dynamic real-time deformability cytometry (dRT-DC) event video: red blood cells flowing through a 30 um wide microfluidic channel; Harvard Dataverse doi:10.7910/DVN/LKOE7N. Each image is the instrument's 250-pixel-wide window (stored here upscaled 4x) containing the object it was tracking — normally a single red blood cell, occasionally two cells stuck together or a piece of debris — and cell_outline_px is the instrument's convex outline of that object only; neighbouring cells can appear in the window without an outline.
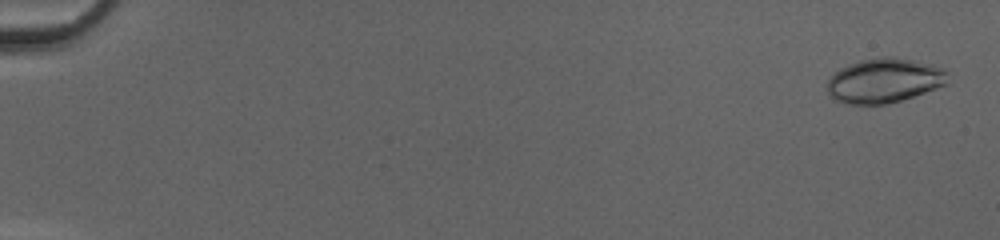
{"species": "common noctule bat (a hibernating species)", "species_latin": "Nyctalus noctula", "temperature_condition": "cold", "stored_images_in_passage": 51, "camera_frame_rate_fps": 3000, "um_per_image_px": 0.085, "animal": {"sex": "female", "body_mass_g": 20.0, "forearm_length_mm": 54.0}, "frame": {"image": 1, "passage_image": 2, "time_ms": 0.333, "image_size_px": [1000, 240], "cell_outline_px": [[948, 84], [888, 104], [844, 104], [836, 100], [828, 92], [828, 76], [840, 68], [848, 64], [860, 60], [880, 56], [896, 56], [916, 60], [932, 64], [944, 68], [948, 72]], "centroid_in_image_um": [75.17, 6.82], "position_along_channel_um": 9.8, "area_um2": 31.67}}
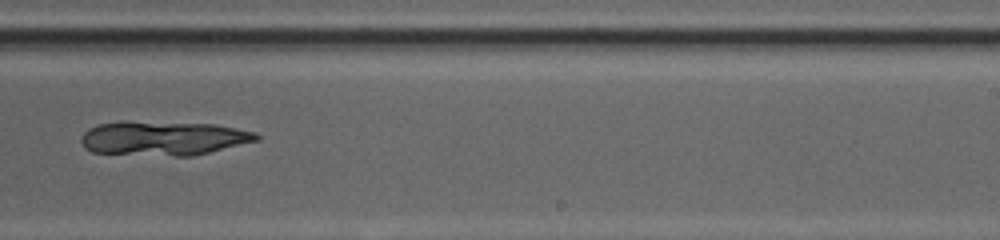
{"frame": {"image": 2, "passage_image": 34, "time_ms": 11.0, "image_size_px": [1000, 240], "cell_outline_px": [[260, 140], [192, 156], [176, 156], [92, 152], [84, 148], [80, 140], [84, 132], [88, 128], [100, 124], [216, 124], [256, 132], [260, 136]], "centroid_in_image_um": [13.96, 11.8], "position_along_channel_um": 275.0, "area_um2": 33.64}}
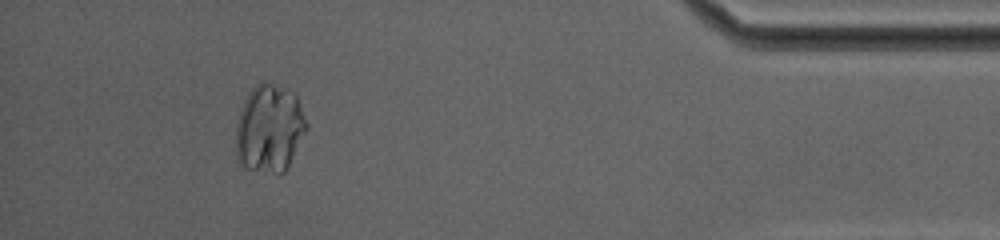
{"frame": {"image": 3, "passage_image": 47, "time_ms": 15.333, "image_size_px": [1000, 240], "cell_outline_px": [[308, 128], [284, 172], [280, 176], [244, 168], [236, 160], [236, 124], [240, 108], [248, 92], [260, 80], [264, 80], [288, 88], [296, 92], [308, 124]], "centroid_in_image_um": [22.89, 10.9], "position_along_channel_um": 412.3, "area_um2": 37.22}}